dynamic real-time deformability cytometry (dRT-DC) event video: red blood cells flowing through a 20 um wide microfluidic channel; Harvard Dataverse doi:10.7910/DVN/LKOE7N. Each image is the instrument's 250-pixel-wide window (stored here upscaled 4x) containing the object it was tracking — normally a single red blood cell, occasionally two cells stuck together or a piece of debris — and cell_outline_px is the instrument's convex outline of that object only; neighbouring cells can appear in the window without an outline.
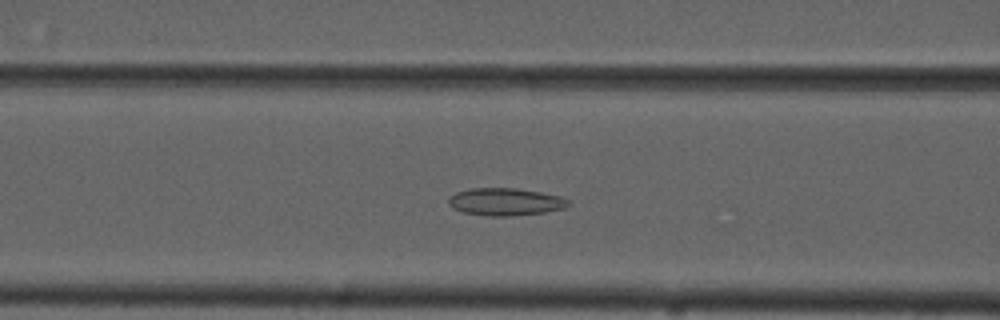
{"species": "common noctule bat (a hibernating species)", "species_latin": "Nyctalus noctula", "temperature_condition": "cold", "stored_images_in_passage": 45, "camera_frame_rate_fps": 3000, "um_per_image_px": 0.085, "animal": {"sex": "male", "forearm_length_mm": 52.5}, "frame": {"image": 1, "passage_image": 16, "time_ms": 5.0, "image_size_px": [1000, 320], "cell_outline_px": [[572, 204], [564, 208], [544, 212], [512, 216], [484, 216], [464, 212], [452, 208], [448, 204], [448, 200], [456, 192], [472, 188], [516, 188], [540, 192], [560, 196], [568, 200]], "centroid_in_image_um": [42.96, 17.16], "position_along_channel_um": 123.6, "area_um2": 19.19}}
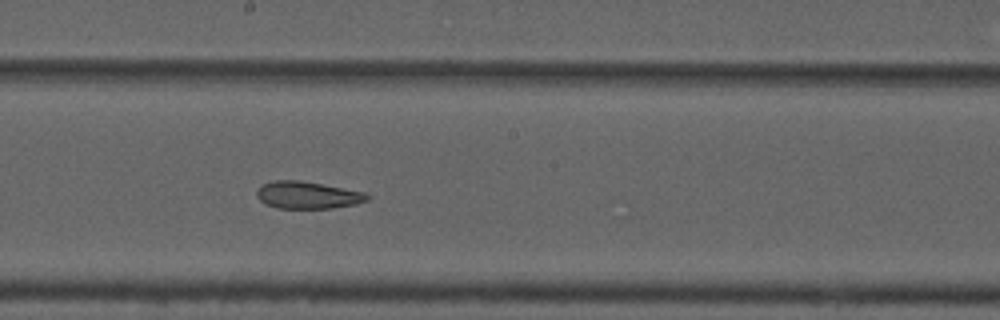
{"frame": {"image": 2, "passage_image": 24, "time_ms": 7.667, "image_size_px": [1000, 320], "cell_outline_px": [[372, 196], [368, 200], [356, 204], [332, 208], [276, 208], [264, 204], [256, 196], [256, 192], [264, 184], [272, 180], [300, 180], [364, 192]], "centroid_in_image_um": [26.14, 16.59], "position_along_channel_um": 222.1, "area_um2": 17.51}}
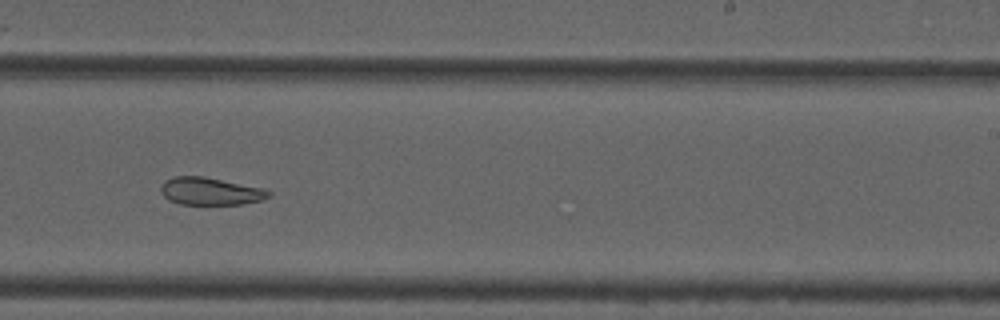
{"frame": {"image": 3, "passage_image": 28, "time_ms": 9.0, "image_size_px": [1000, 320], "cell_outline_px": [[272, 196], [264, 200], [240, 204], [180, 204], [168, 200], [164, 196], [160, 188], [164, 180], [176, 176], [204, 176], [264, 188], [272, 192]], "centroid_in_image_um": [17.92, 16.25], "position_along_channel_um": 271.1, "area_um2": 17.46}}